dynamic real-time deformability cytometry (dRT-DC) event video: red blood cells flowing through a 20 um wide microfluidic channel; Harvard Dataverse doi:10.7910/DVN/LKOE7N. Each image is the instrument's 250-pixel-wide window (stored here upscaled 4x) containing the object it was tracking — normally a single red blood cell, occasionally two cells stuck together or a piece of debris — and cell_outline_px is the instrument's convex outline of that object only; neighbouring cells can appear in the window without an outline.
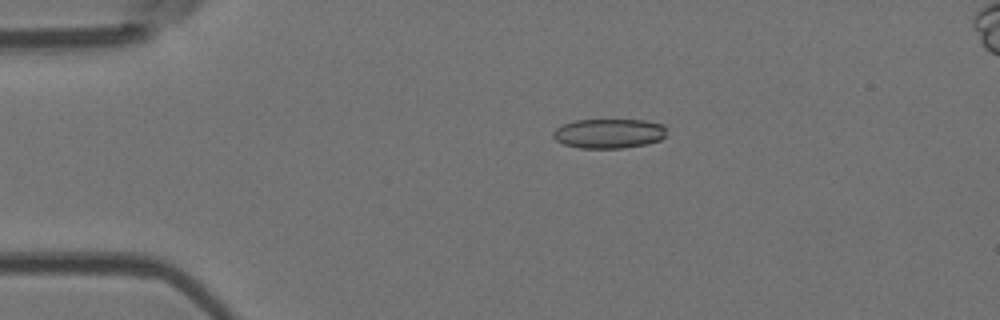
{"species": "Egyptian fruit bat (a non-hibernating species)", "species_latin": "Rousettus aegyptiacus", "temperature_condition": "room temperature", "stored_images_in_passage": 4, "camera_frame_rate_fps": 3000, "um_per_image_px": 0.085, "animal": {"sex": "female"}, "frame": {"image": 1, "passage_image": 2, "time_ms": 1.0, "image_size_px": [1000, 320], "cell_outline_px": [[664, 136], [660, 140], [648, 144], [624, 148], [580, 148], [564, 144], [556, 140], [552, 136], [552, 132], [556, 128], [564, 124], [576, 120], [644, 120], [664, 124]], "centroid_in_image_um": [51.75, 11.35], "position_along_channel_um": 33.3, "area_um2": 19.54}}